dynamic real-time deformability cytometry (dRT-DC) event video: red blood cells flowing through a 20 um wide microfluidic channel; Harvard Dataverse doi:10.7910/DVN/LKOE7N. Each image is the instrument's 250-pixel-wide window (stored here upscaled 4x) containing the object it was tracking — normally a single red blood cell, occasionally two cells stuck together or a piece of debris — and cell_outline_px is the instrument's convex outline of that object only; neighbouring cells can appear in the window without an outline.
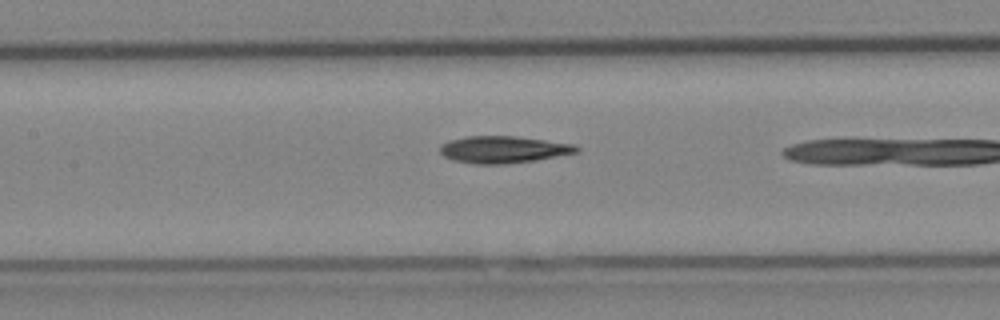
{"species": "Egyptian fruit bat (a non-hibernating species)", "species_latin": "Rousettus aegyptiacus", "temperature_condition": "cold", "stored_images_in_passage": 9, "camera_frame_rate_fps": 3000, "um_per_image_px": 0.085, "animal": {"sex": "female"}, "frame": {"image": 1, "passage_image": 8, "time_ms": 2.333, "image_size_px": [1000, 320], "cell_outline_px": [[580, 152], [536, 160], [508, 164], [476, 164], [452, 160], [444, 156], [440, 152], [440, 144], [448, 140], [464, 136], [516, 136], [572, 144], [580, 148]], "centroid_in_image_um": [42.75, 12.71], "position_along_channel_um": 164.6, "area_um2": 21.62}}